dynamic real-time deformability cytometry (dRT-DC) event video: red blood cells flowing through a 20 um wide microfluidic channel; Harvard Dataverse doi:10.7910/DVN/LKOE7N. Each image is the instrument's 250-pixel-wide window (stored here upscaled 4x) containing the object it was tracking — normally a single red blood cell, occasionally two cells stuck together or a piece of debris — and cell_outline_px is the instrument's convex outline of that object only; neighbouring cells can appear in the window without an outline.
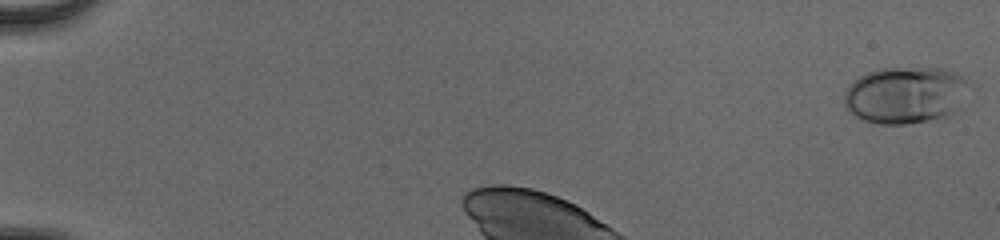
{"species": "human", "species_latin": "Homo sapiens", "temperature_condition": "cold", "stored_images_in_passage": 33, "camera_frame_rate_fps": 3000, "um_per_image_px": 0.085, "donor": {"sex": "male"}, "frame": {"image": 1, "passage_image": 1, "time_ms": 0.0, "image_size_px": [1000, 240], "cell_outline_px": [[968, 80], [956, 108], [948, 116], [908, 124], [880, 124], [864, 120], [848, 112], [844, 104], [844, 92], [852, 80], [876, 68], [940, 68], [952, 72]], "centroid_in_image_um": [76.84, 8.07], "position_along_channel_um": 8.2, "area_um2": 40.92}}